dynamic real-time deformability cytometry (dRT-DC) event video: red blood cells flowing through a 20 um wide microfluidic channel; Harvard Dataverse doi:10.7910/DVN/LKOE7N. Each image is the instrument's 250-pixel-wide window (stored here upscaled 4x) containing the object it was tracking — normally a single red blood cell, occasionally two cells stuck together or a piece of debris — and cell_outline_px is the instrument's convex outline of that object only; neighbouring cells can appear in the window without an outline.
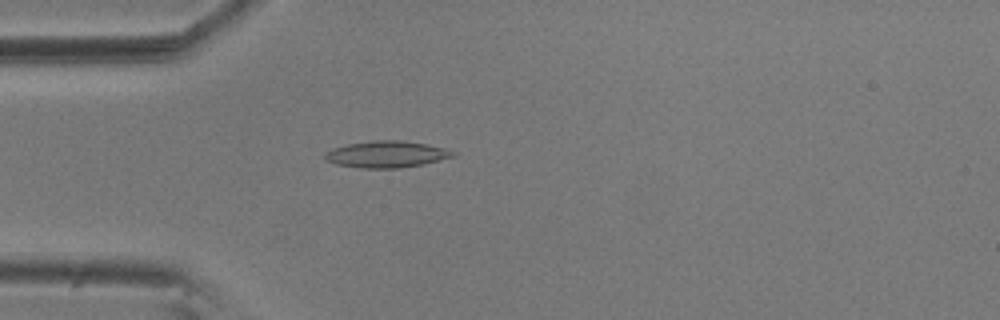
{"species": "common noctule bat (a hibernating species)", "species_latin": "Nyctalus noctula", "temperature_condition": "room temperature", "stored_images_in_passage": 42, "camera_frame_rate_fps": 3000, "um_per_image_px": 0.085, "animal": {"sex": "male", "body_mass_g": 20.5, "forearm_length_mm": 52.5}, "frame": {"image": 1, "passage_image": 2, "time_ms": 0.333, "image_size_px": [1000, 320], "cell_outline_px": [[456, 156], [424, 164], [400, 168], [360, 168], [336, 164], [324, 160], [324, 152], [332, 148], [348, 144], [372, 140], [404, 140], [444, 148], [456, 152]], "centroid_in_image_um": [32.83, 13.11], "position_along_channel_um": 52.2, "area_um2": 20.0}}
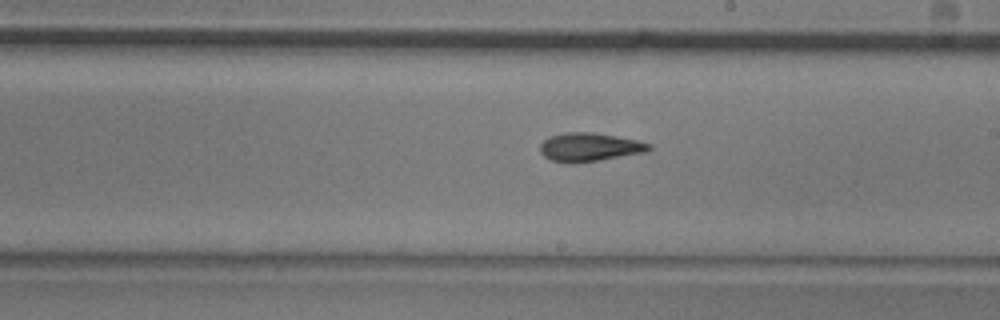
{"frame": {"image": 2, "passage_image": 18, "time_ms": 5.667, "image_size_px": [1000, 320], "cell_outline_px": [[652, 148], [648, 152], [600, 160], [552, 160], [544, 156], [540, 152], [540, 144], [544, 140], [552, 136], [568, 132], [592, 132], [616, 136], [636, 140], [652, 144]], "centroid_in_image_um": [50.19, 12.47], "position_along_channel_um": 238.8, "area_um2": 17.46}}
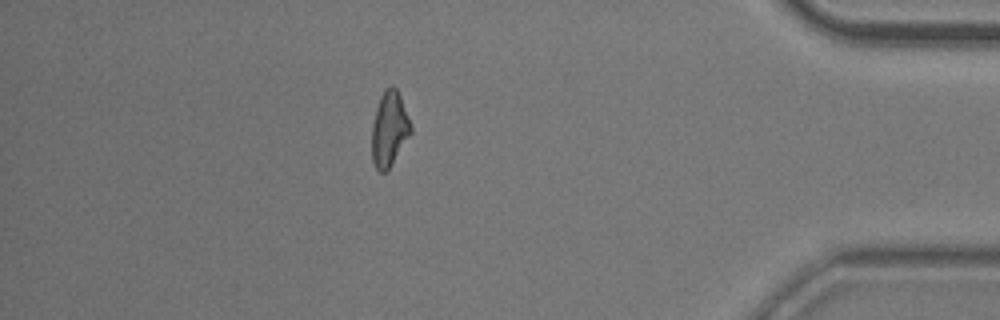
{"frame": {"image": 3, "passage_image": 35, "time_ms": 11.333, "image_size_px": [1000, 320], "cell_outline_px": [[412, 132], [388, 168], [384, 172], [380, 172], [376, 168], [372, 160], [372, 124], [376, 108], [380, 96], [384, 88], [392, 84], [396, 88], [400, 96], [412, 128]], "centroid_in_image_um": [33.07, 10.92], "position_along_channel_um": 402.1, "area_um2": 16.76}, "authors_computed_cell_mechanics": {"area_um2": 17.4556, "velocity_mm_per_s": 3.6211, "shape_relaxation_time_tau1_ms": 6.2831, "shape_relaxation_time_tau2_ms": 5.4086, "deformation_change_tau1": 0.1638, "deformation_change_tau2": 0.1401}}